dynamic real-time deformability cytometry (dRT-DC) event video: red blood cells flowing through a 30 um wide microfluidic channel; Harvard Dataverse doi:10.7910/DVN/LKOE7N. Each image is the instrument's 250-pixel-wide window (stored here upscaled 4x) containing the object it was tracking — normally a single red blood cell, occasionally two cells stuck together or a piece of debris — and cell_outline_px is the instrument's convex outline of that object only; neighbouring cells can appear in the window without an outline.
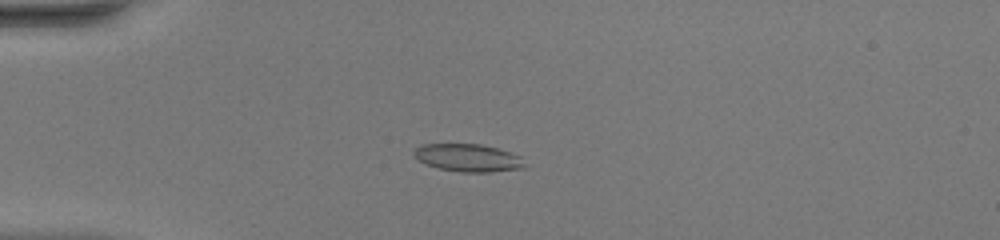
{"species": "common noctule bat (a hibernating species)", "species_latin": "Nyctalus noctula", "temperature_condition": "warm", "stored_images_in_passage": 51, "camera_frame_rate_fps": 3000, "um_per_image_px": 0.085, "animal": {"sex": "female", "body_mass_g": 20.0, "forearm_length_mm": 54.0}, "frame": {"image": 1, "passage_image": 15, "time_ms": 4.667, "image_size_px": [1000, 240], "cell_outline_px": [[524, 168], [488, 172], [460, 172], [440, 168], [424, 164], [412, 152], [420, 144], [480, 144], [496, 148], [520, 156], [524, 164]], "centroid_in_image_um": [39.75, 13.41], "position_along_channel_um": 45.2, "area_um2": 17.63}}
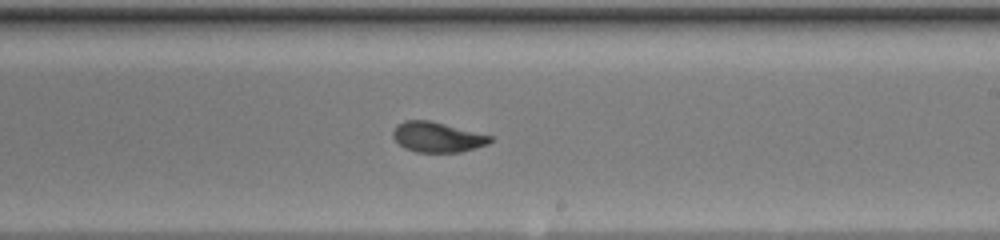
{"frame": {"image": 2, "passage_image": 32, "time_ms": 10.333, "image_size_px": [1000, 240], "cell_outline_px": [[492, 140], [488, 144], [476, 148], [460, 152], [416, 152], [404, 148], [392, 136], [392, 132], [396, 124], [404, 120], [428, 120], [492, 136]], "centroid_in_image_um": [37.14, 11.66], "position_along_channel_um": 251.9, "area_um2": 16.99}}
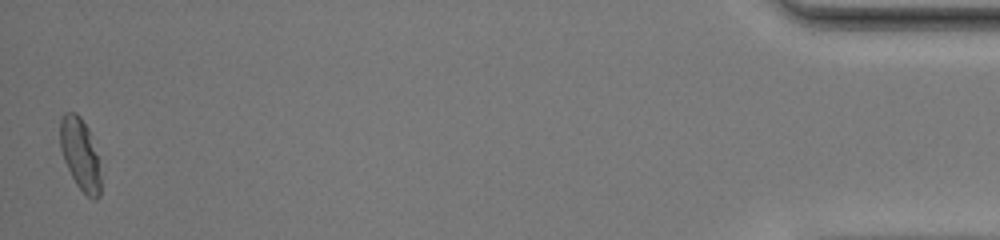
{"frame": {"image": 3, "passage_image": 51, "time_ms": 16.667, "image_size_px": [1000, 240], "cell_outline_px": [[100, 196], [96, 200], [92, 200], [76, 184], [64, 160], [60, 148], [60, 120], [64, 112], [76, 112], [80, 116], [88, 128], [96, 156], [100, 176]], "centroid_in_image_um": [6.79, 13.09], "position_along_channel_um": 428.4, "area_um2": 16.65}, "authors_computed_cell_mechanics": {"area_um2": 17.5712, "velocity_mm_per_s": 4.1406, "shape_relaxation_time_tau1_ms": 3.8317, "shape_relaxation_time_tau2_ms": 1.2037, "deformation_change_tau1": 0.175, "deformation_change_tau2": 0.0664}}